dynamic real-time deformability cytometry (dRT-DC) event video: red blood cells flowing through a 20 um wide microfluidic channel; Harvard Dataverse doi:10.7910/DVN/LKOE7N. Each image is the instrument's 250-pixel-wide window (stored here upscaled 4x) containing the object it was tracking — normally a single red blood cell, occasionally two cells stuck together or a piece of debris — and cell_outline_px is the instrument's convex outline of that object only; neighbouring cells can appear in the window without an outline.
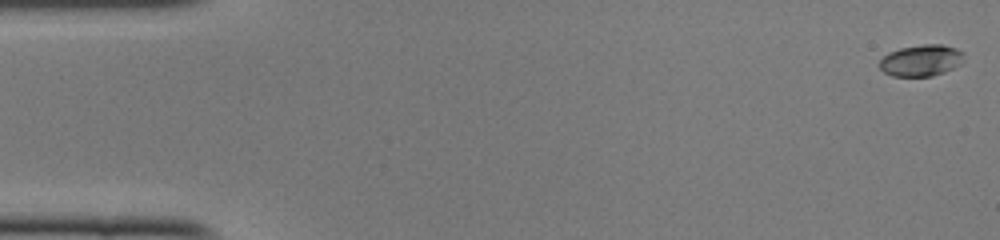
{"species": "common noctule bat (a hibernating species)", "species_latin": "Nyctalus noctula", "temperature_condition": "cold", "stored_images_in_passage": 49, "camera_frame_rate_fps": 3000, "um_per_image_px": 0.085, "animal": {"sex": "female", "body_mass_g": 22.0, "forearm_length_mm": 56.7}, "frame": {"image": 1, "passage_image": 1, "time_ms": 0.0, "image_size_px": [1000, 240], "cell_outline_px": [[964, 52], [960, 64], [944, 72], [932, 76], [892, 76], [884, 72], [880, 68], [880, 60], [888, 52], [900, 48], [924, 44], [940, 44], [956, 48]], "centroid_in_image_um": [78.28, 5.13], "position_along_channel_um": 6.7, "area_um2": 15.37}}
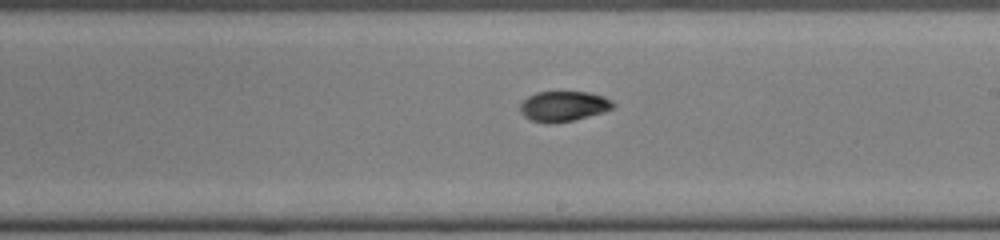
{"frame": {"image": 2, "passage_image": 28, "time_ms": 9.0, "image_size_px": [1000, 240], "cell_outline_px": [[616, 104], [612, 108], [604, 112], [572, 120], [552, 124], [548, 124], [532, 120], [524, 116], [520, 112], [520, 104], [528, 96], [536, 92], [588, 92], [604, 96], [612, 100]], "centroid_in_image_um": [47.9, 9.03], "position_along_channel_um": 241.1, "area_um2": 16.42}}
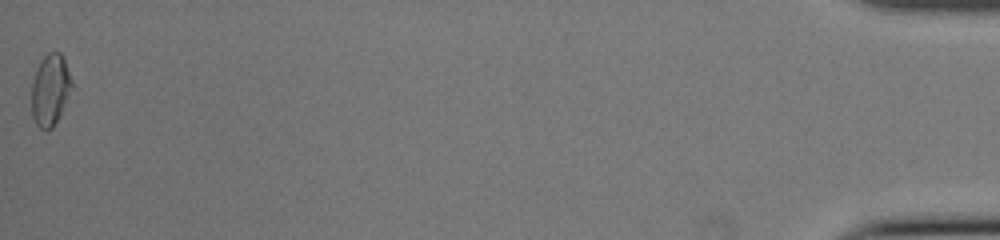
{"frame": {"image": 3, "passage_image": 49, "time_ms": 16.0, "image_size_px": [1000, 240], "cell_outline_px": [[72, 88], [52, 128], [40, 128], [36, 124], [32, 116], [32, 80], [36, 68], [40, 60], [48, 52], [60, 52], [64, 60], [72, 80]], "centroid_in_image_um": [4.25, 7.59], "position_along_channel_um": 431.0, "area_um2": 16.42}, "authors_computed_cell_mechanics": {"area_um2": 16.184, "velocity_mm_per_s": 4.1139, "shape_relaxation_time_tau1_ms": 11.2345, "shape_relaxation_time_tau2_ms": 2.5815, "deformation_change_tau1": 0.2657, "deformation_change_tau2": 0.058}}